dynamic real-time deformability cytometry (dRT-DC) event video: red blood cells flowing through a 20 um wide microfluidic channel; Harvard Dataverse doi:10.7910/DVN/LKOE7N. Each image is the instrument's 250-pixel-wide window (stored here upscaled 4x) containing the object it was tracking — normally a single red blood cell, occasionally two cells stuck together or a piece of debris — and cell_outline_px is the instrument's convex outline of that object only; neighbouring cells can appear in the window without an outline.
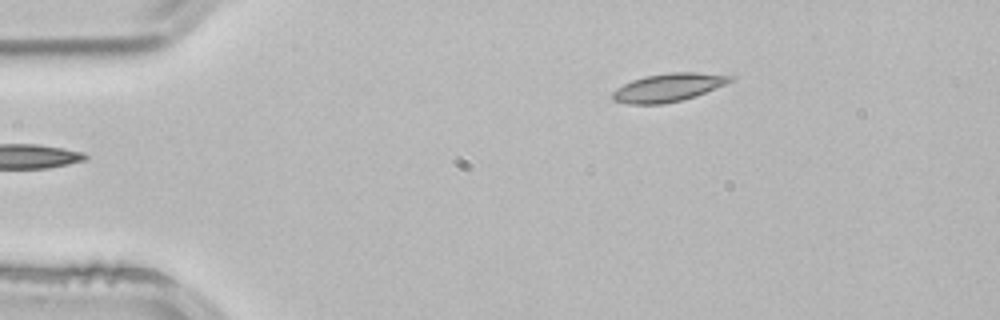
{"species": "common noctule bat (a hibernating species)", "species_latin": "Nyctalus noctula", "temperature_condition": "room temperature", "stored_images_in_passage": 2, "camera_frame_rate_fps": 3000, "um_per_image_px": 0.085, "animal": {"sex": "male", "body_mass_g": 21.5, "forearm_length_mm": 52.0}, "frame": {"image": 1, "passage_image": 2, "time_ms": 0.333, "image_size_px": [1000, 320], "cell_outline_px": [[736, 80], [696, 96], [664, 104], [628, 104], [612, 100], [612, 92], [616, 88], [632, 80], [644, 76], [668, 72], [696, 72], [736, 76]], "centroid_in_image_um": [56.83, 7.43], "position_along_channel_um": 28.2, "area_um2": 19.54}}